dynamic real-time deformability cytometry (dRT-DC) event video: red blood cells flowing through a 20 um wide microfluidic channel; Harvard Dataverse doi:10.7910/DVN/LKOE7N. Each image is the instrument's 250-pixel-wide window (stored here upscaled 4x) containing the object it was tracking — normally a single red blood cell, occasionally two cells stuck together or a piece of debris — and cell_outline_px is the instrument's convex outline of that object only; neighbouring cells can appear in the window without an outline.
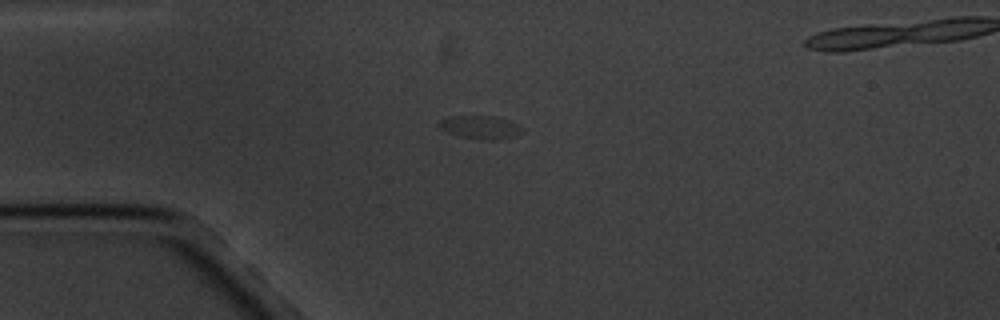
{"species": "common noctule bat (a hibernating species)", "species_latin": "Nyctalus noctula", "temperature_condition": "cold", "stored_images_in_passage": 7, "camera_frame_rate_fps": 3000, "um_per_image_px": 0.085, "animal": {"sex": "male", "body_mass_g": 20.1, "forearm_length_mm": 53.5}, "frame": {"image": 1, "passage_image": 4, "time_ms": 3.333, "image_size_px": [1000, 320], "cell_outline_px": [[524, 132], [516, 136], [460, 136], [448, 132], [440, 128], [436, 124], [440, 120], [452, 116], [496, 116], [512, 120], [524, 128]], "centroid_in_image_um": [40.84, 10.73], "position_along_channel_um": 44.2, "area_um2": 10.52}}
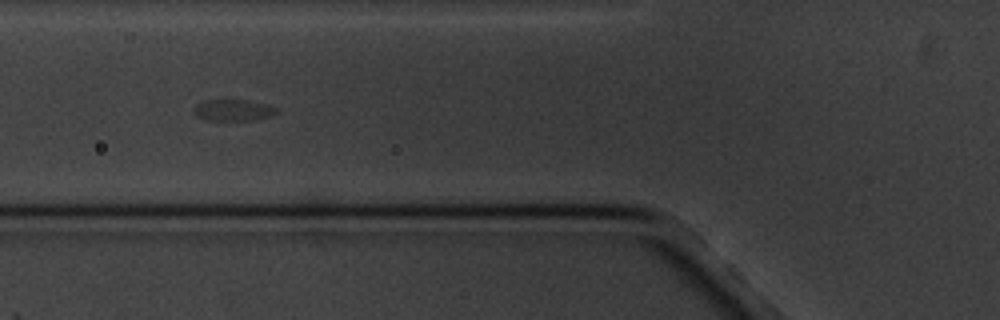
{"frame": {"image": 2, "passage_image": 6, "time_ms": 5.667, "image_size_px": [1000, 320], "cell_outline_px": [[280, 112], [256, 120], [208, 120], [192, 112], [192, 108], [196, 104], [208, 100], [248, 100], [264, 104], [276, 108]], "centroid_in_image_um": [19.82, 9.36], "position_along_channel_um": 106.0, "area_um2": 10.17}}
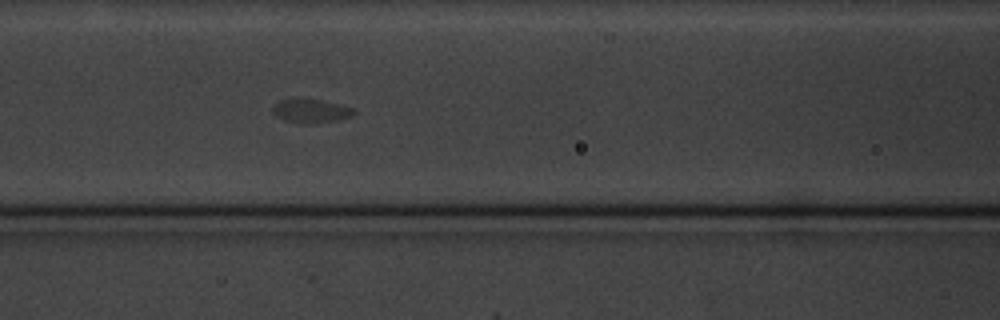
{"frame": {"image": 3, "passage_image": 7, "time_ms": 6.667, "image_size_px": [1000, 320], "cell_outline_px": [[356, 112], [352, 116], [336, 120], [308, 124], [284, 120], [276, 116], [272, 112], [272, 104], [280, 100], [320, 100], [352, 108]], "centroid_in_image_um": [26.38, 9.45], "position_along_channel_um": 140.2, "area_um2": 10.87}}